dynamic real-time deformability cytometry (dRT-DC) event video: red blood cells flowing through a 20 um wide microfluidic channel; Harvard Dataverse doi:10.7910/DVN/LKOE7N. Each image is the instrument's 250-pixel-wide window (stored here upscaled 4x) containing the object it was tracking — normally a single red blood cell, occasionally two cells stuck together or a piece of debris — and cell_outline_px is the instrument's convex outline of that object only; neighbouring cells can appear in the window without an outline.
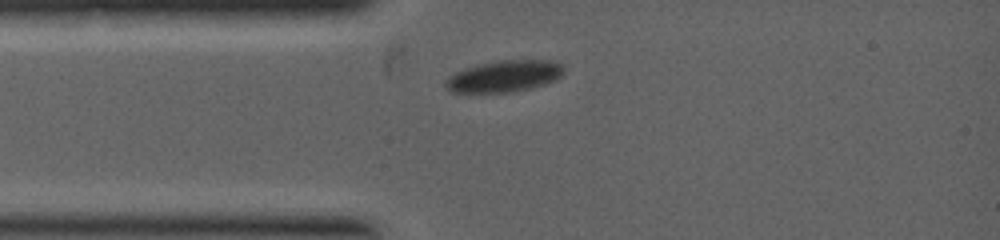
{"species": "common noctule bat (a hibernating species)", "species_latin": "Nyctalus noctula", "temperature_condition": "warm", "stored_images_in_passage": 4, "camera_frame_rate_fps": 5000, "um_per_image_px": 0.085, "animal": {"sex": "female", "body_mass_g": 19.0, "forearm_length_mm": 53.3}, "frame": {"image": 1, "passage_image": 1, "time_ms": 0.0, "image_size_px": [1000, 240], "cell_outline_px": [[564, 72], [556, 80], [544, 84], [512, 92], [452, 92], [444, 84], [456, 72], [464, 68], [496, 60], [548, 60], [560, 64], [564, 68]], "centroid_in_image_um": [42.89, 6.47], "position_along_channel_um": 42.1, "area_um2": 21.39}}
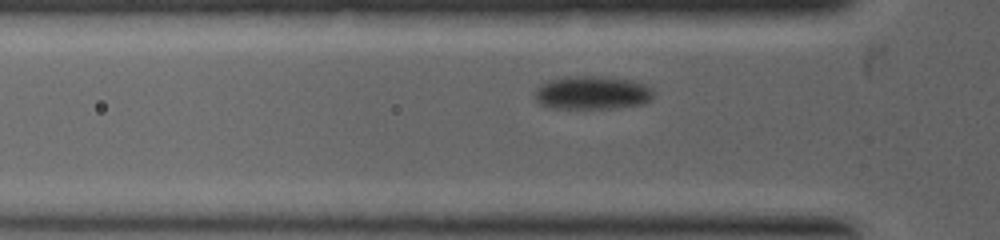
{"frame": {"image": 2, "passage_image": 3, "time_ms": 0.6, "image_size_px": [1000, 240], "cell_outline_px": [[652, 96], [644, 104], [616, 108], [548, 108], [540, 104], [536, 100], [536, 88], [540, 84], [548, 80], [564, 76], [600, 76], [632, 80], [644, 84], [652, 88]], "centroid_in_image_um": [50.31, 7.88], "position_along_channel_um": 75.5, "area_um2": 23.24}}